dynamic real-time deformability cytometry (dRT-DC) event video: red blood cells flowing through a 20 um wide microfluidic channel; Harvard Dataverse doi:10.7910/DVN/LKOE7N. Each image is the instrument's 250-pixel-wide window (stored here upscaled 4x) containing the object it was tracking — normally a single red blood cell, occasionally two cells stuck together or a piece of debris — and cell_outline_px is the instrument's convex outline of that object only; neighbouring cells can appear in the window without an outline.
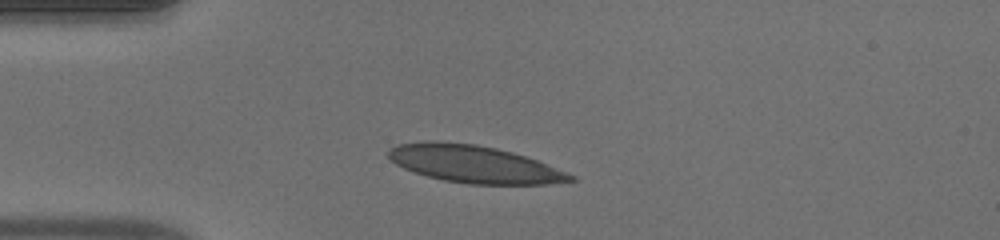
{"species": "human", "species_latin": "Homo sapiens", "temperature_condition": "warm", "stored_images_in_passage": 38, "camera_frame_rate_fps": 3000, "um_per_image_px": 0.085, "donor": {"sex": "male"}, "frame": {"image": 1, "passage_image": 1, "time_ms": 0.0, "image_size_px": [1000, 240], "cell_outline_px": [[576, 180], [544, 184], [468, 184], [444, 180], [428, 176], [404, 168], [396, 164], [388, 156], [388, 148], [396, 144], [424, 140], [428, 140], [476, 144], [496, 148], [512, 152], [536, 160], [576, 176]], "centroid_in_image_um": [40.26, 13.93], "position_along_channel_um": 44.7, "area_um2": 39.42}}
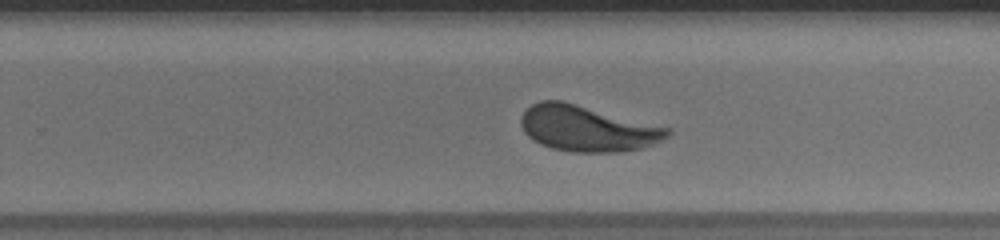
{"frame": {"image": 2, "passage_image": 20, "time_ms": 6.333, "image_size_px": [1000, 240], "cell_outline_px": [[672, 132], [668, 136], [652, 144], [640, 148], [620, 152], [572, 152], [552, 148], [540, 144], [532, 140], [524, 132], [520, 124], [520, 120], [524, 112], [532, 104], [540, 100], [564, 100], [672, 128]], "centroid_in_image_um": [49.92, 10.91], "position_along_channel_um": 279.9, "area_um2": 39.42}}
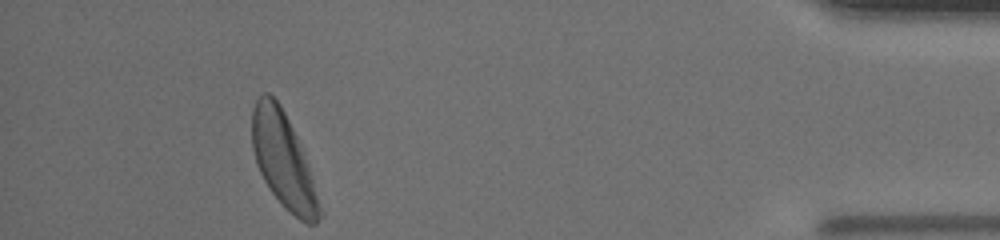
{"frame": {"image": 3, "passage_image": 34, "time_ms": 11.0, "image_size_px": [1000, 240], "cell_outline_px": [[324, 212], [316, 224], [308, 224], [300, 220], [284, 208], [272, 192], [264, 180], [260, 172], [252, 148], [252, 108], [256, 100], [264, 92], [268, 92], [280, 104], [300, 144]], "centroid_in_image_um": [24.09, 13.67], "position_along_channel_um": 411.1, "area_um2": 37.05}, "authors_computed_cell_mechanics": {"area_um2": 39.1884, "velocity_mm_per_s": 4.0546, "shape_relaxation_time_tau1_ms": 3.3378, "shape_relaxation_time_tau2_ms": null, "deformation_change_tau1": 0.158, "deformation_change_tau2": null}}